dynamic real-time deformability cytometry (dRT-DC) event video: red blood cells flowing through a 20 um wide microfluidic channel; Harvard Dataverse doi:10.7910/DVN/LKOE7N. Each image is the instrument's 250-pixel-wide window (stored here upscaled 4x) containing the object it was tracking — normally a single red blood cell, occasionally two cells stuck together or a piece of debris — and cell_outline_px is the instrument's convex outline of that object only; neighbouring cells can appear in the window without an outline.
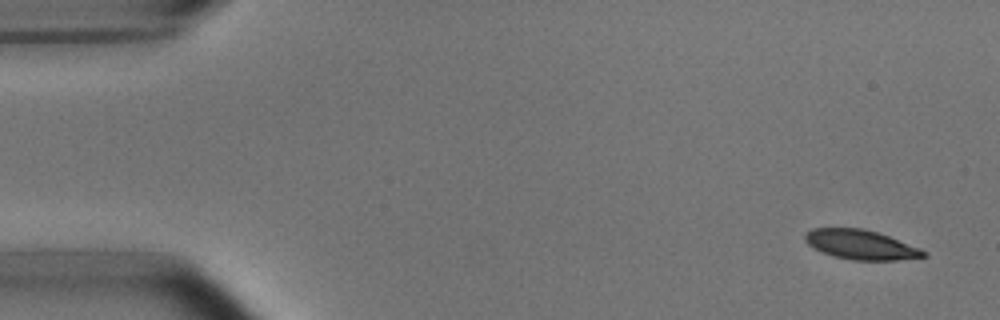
{"species": "common noctule bat (a hibernating species)", "species_latin": "Nyctalus noctula", "temperature_condition": "room temperature", "stored_images_in_passage": 51, "camera_frame_rate_fps": 3000, "um_per_image_px": 0.085, "animal": {"sex": "male", "body_mass_g": 15.6}, "frame": {"image": 1, "passage_image": 1, "time_ms": 0.0, "image_size_px": [1000, 320], "cell_outline_px": [[928, 256], [896, 260], [852, 260], [832, 256], [812, 248], [804, 240], [804, 236], [812, 228], [864, 228], [888, 236], [920, 248], [928, 252]], "centroid_in_image_um": [73.15, 20.8], "position_along_channel_um": 11.8, "area_um2": 20.4}}
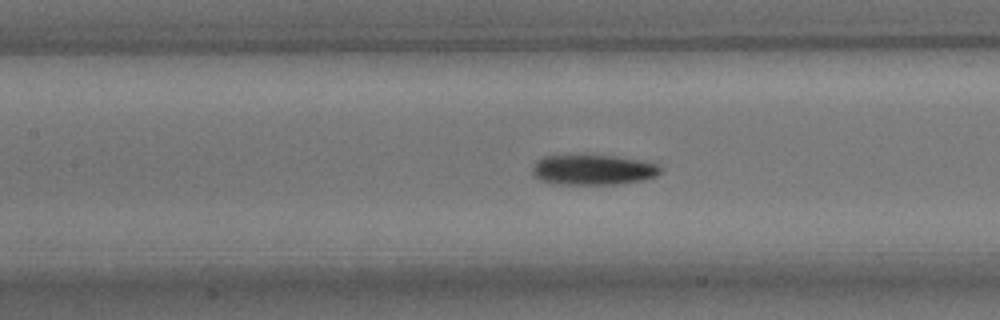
{"frame": {"image": 2, "passage_image": 22, "time_ms": 7.0, "image_size_px": [1000, 320], "cell_outline_px": [[664, 168], [656, 176], [644, 180], [620, 184], [560, 184], [540, 180], [532, 172], [532, 168], [536, 160], [544, 156], [616, 156], [640, 160], [660, 164]], "centroid_in_image_um": [50.47, 14.44], "position_along_channel_um": 156.9, "area_um2": 22.54}}
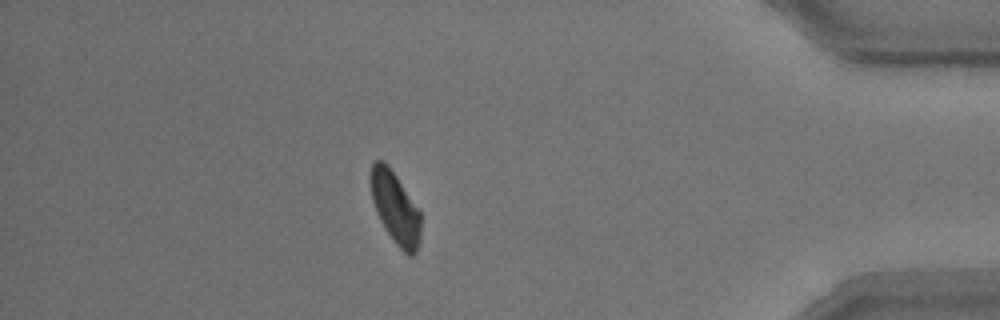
{"frame": {"image": 3, "passage_image": 45, "time_ms": 14.667, "image_size_px": [1000, 320], "cell_outline_px": [[420, 244], [416, 252], [412, 256], [408, 256], [396, 244], [384, 228], [376, 212], [372, 200], [368, 180], [368, 176], [372, 160], [384, 160], [396, 176], [420, 212]], "centroid_in_image_um": [33.55, 17.64], "position_along_channel_um": 401.6, "area_um2": 21.27}, "authors_computed_cell_mechanics": {"area_um2": 22.0796, "velocity_mm_per_s": 3.7355, "shape_relaxation_time_tau1_ms": 2.3655, "shape_relaxation_time_tau2_ms": null, "deformation_change_tau1": 0.1336, "deformation_change_tau2": null}}